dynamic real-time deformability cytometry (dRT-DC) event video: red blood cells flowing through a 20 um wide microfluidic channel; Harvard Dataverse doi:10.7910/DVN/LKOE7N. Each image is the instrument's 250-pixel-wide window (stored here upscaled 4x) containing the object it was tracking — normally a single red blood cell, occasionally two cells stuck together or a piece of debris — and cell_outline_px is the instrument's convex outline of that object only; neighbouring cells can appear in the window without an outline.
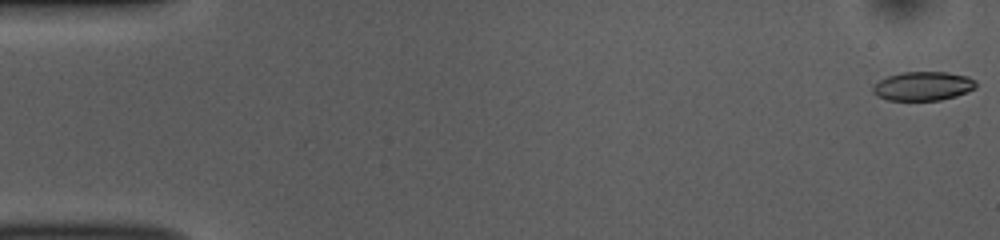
{"species": "common noctule bat (a hibernating species)", "species_latin": "Nyctalus noctula", "temperature_condition": "room temperature", "stored_images_in_passage": 52, "camera_frame_rate_fps": 3000, "um_per_image_px": 0.085, "animal": {"sex": "female", "body_mass_g": 10.0, "forearm_length_mm": 53.1}, "frame": {"image": 1, "passage_image": 1, "time_ms": 0.0, "image_size_px": [1000, 240], "cell_outline_px": [[976, 88], [956, 96], [940, 100], [888, 100], [876, 96], [872, 92], [872, 88], [880, 80], [888, 76], [904, 72], [948, 72], [968, 76], [976, 80]], "centroid_in_image_um": [78.48, 7.32], "position_along_channel_um": 6.5, "area_um2": 17.4}}
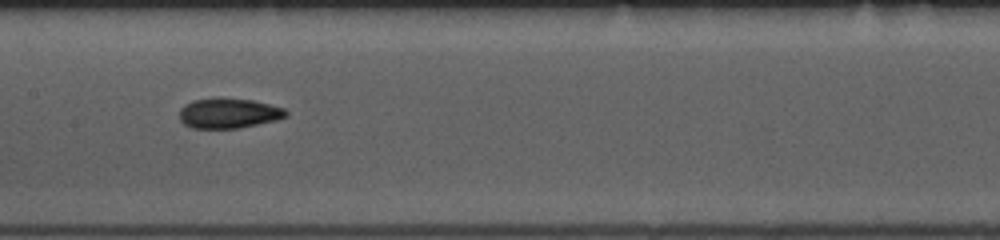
{"frame": {"image": 2, "passage_image": 26, "time_ms": 8.333, "image_size_px": [1000, 240], "cell_outline_px": [[288, 116], [276, 120], [240, 128], [192, 128], [184, 124], [180, 120], [180, 108], [184, 104], [192, 100], [212, 96], [220, 96], [252, 100], [284, 108], [288, 112]], "centroid_in_image_um": [19.4, 9.59], "position_along_channel_um": 188.0, "area_um2": 19.13}}
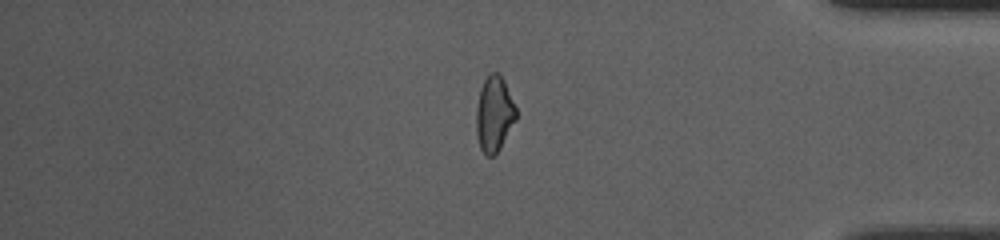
{"frame": {"image": 3, "passage_image": 44, "time_ms": 14.333, "image_size_px": [1000, 240], "cell_outline_px": [[516, 120], [500, 148], [492, 156], [488, 156], [480, 148], [476, 132], [476, 108], [480, 88], [488, 72], [500, 72], [504, 80], [516, 108]], "centroid_in_image_um": [42.0, 9.64], "position_along_channel_um": 393.2, "area_um2": 17.57}, "authors_computed_cell_mechanics": {"area_um2": 18.207, "velocity_mm_per_s": 3.853, "shape_relaxation_time_tau1_ms": 3.8625, "shape_relaxation_time_tau2_ms": 2.8777, "deformation_change_tau1": 0.1329, "deformation_change_tau2": 0.091}}